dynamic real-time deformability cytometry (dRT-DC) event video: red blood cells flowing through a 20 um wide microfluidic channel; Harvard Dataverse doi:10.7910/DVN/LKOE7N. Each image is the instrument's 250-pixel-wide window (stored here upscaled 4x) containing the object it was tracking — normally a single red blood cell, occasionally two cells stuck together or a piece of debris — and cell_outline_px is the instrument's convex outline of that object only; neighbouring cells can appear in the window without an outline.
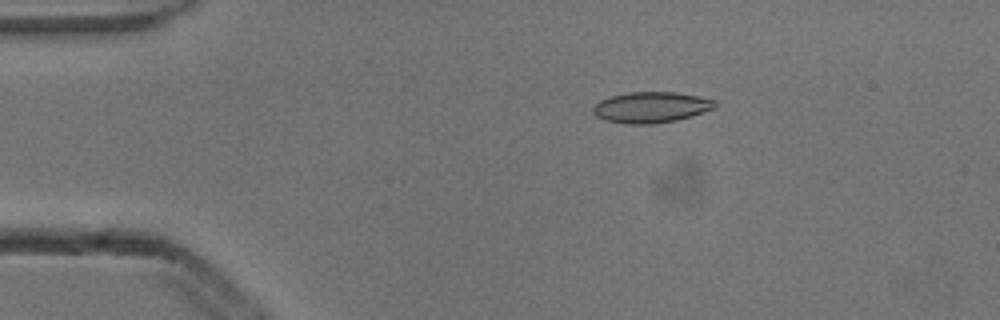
{"species": "common noctule bat (a hibernating species)", "species_latin": "Nyctalus noctula", "temperature_condition": "cold", "stored_images_in_passage": 4, "camera_frame_rate_fps": 3000, "um_per_image_px": 0.085, "animal": {"sex": "male", "body_mass_g": 13.3}, "frame": {"image": 1, "passage_image": 3, "time_ms": 0.667, "image_size_px": [1000, 320], "cell_outline_px": [[716, 104], [712, 108], [704, 112], [692, 116], [676, 120], [652, 124], [628, 124], [604, 120], [596, 116], [592, 112], [592, 108], [600, 100], [612, 96], [628, 92], [676, 92], [716, 100]], "centroid_in_image_um": [55.31, 9.12], "position_along_channel_um": 29.7, "area_um2": 21.85}}